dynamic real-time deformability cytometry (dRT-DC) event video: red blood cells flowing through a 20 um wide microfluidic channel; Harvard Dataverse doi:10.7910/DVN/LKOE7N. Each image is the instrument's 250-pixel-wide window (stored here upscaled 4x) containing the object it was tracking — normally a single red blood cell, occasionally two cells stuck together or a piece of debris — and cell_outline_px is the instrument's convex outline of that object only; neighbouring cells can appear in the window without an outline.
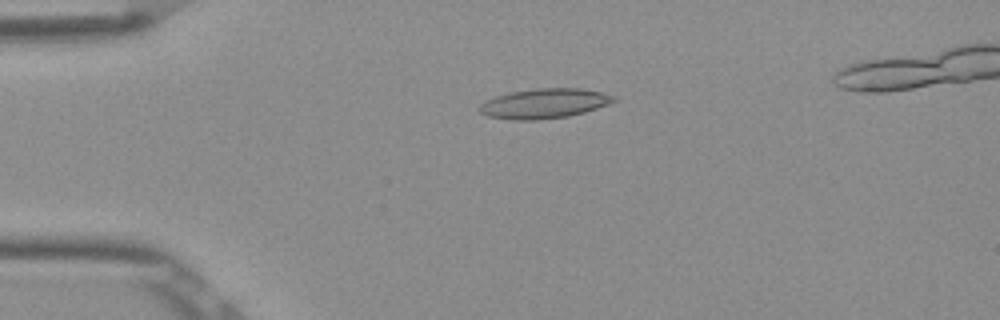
{"species": "Egyptian fruit bat (a non-hibernating species)", "species_latin": "Rousettus aegyptiacus", "temperature_condition": "room temperature", "stored_images_in_passage": 47, "camera_frame_rate_fps": 3000, "um_per_image_px": 0.085, "frame": {"image": 1, "passage_image": 8, "time_ms": 2.333, "image_size_px": [1000, 320], "cell_outline_px": [[620, 100], [584, 112], [568, 116], [536, 120], [512, 120], [488, 116], [480, 112], [476, 108], [484, 100], [496, 96], [512, 92], [536, 88], [580, 88], [600, 92], [612, 96]], "centroid_in_image_um": [46.22, 8.8], "position_along_channel_um": 38.8, "area_um2": 23.29}}
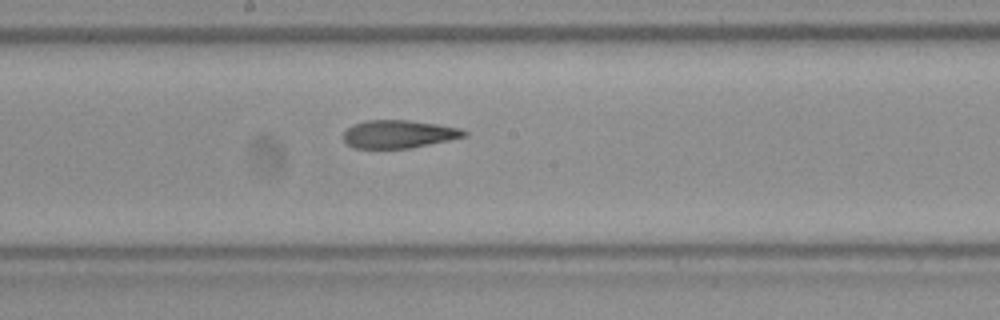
{"frame": {"image": 2, "passage_image": 24, "time_ms": 7.667, "image_size_px": [1000, 320], "cell_outline_px": [[468, 136], [412, 148], [352, 148], [344, 140], [344, 132], [352, 124], [364, 120], [408, 120], [436, 124], [460, 128], [468, 132]], "centroid_in_image_um": [33.9, 11.4], "position_along_channel_um": 214.3, "area_um2": 19.77}}
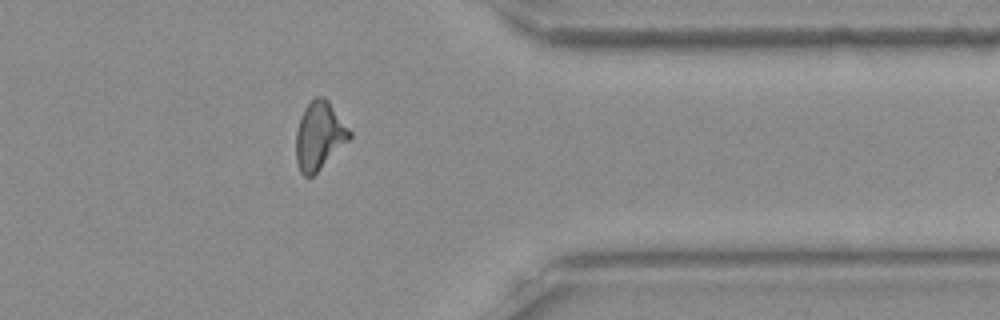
{"frame": {"image": 3, "passage_image": 38, "time_ms": 12.333, "image_size_px": [1000, 320], "cell_outline_px": [[352, 136], [312, 176], [304, 176], [300, 172], [296, 160], [296, 132], [300, 116], [304, 108], [316, 96], [324, 96], [328, 100], [352, 132]], "centroid_in_image_um": [27.12, 11.51], "position_along_channel_um": 384.3, "area_um2": 20.92}, "authors_computed_cell_mechanics": {"area_um2": 20.6346, "velocity_mm_per_s": 3.8973, "shape_relaxation_time_tau1_ms": null, "shape_relaxation_time_tau2_ms": 3.4521, "deformation_change_tau1": null, "deformation_change_tau2": 0.1338}}